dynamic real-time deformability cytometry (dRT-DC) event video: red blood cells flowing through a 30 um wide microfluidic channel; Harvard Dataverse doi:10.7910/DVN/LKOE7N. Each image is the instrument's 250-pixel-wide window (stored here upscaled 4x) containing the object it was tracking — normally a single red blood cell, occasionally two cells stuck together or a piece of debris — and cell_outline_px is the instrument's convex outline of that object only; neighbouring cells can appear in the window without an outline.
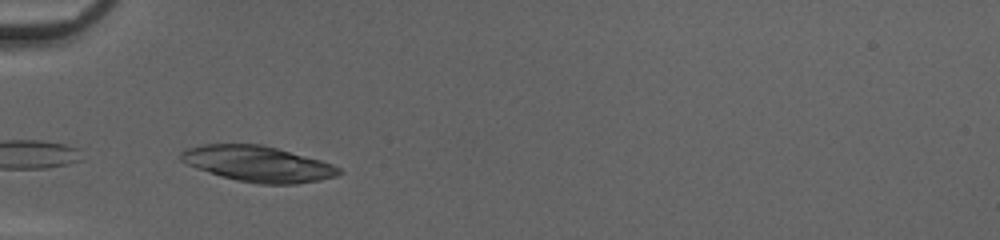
{"species": "common noctule bat (a hibernating species)", "species_latin": "Nyctalus noctula", "temperature_condition": "cold", "stored_images_in_passage": 17, "camera_frame_rate_fps": 3000, "um_per_image_px": 0.085, "animal": {"sex": "female", "body_mass_g": 20.0, "forearm_length_mm": 54.0}, "frame": {"image": 1, "passage_image": 10, "time_ms": 3.0, "image_size_px": [1000, 240], "cell_outline_px": [[344, 172], [336, 176], [320, 180], [296, 184], [260, 184], [236, 180], [220, 176], [196, 168], [180, 160], [180, 152], [188, 148], [204, 144], [260, 144], [276, 148], [320, 160], [332, 164], [340, 168]], "centroid_in_image_um": [21.92, 13.93], "position_along_channel_um": 63.1, "area_um2": 32.77}}